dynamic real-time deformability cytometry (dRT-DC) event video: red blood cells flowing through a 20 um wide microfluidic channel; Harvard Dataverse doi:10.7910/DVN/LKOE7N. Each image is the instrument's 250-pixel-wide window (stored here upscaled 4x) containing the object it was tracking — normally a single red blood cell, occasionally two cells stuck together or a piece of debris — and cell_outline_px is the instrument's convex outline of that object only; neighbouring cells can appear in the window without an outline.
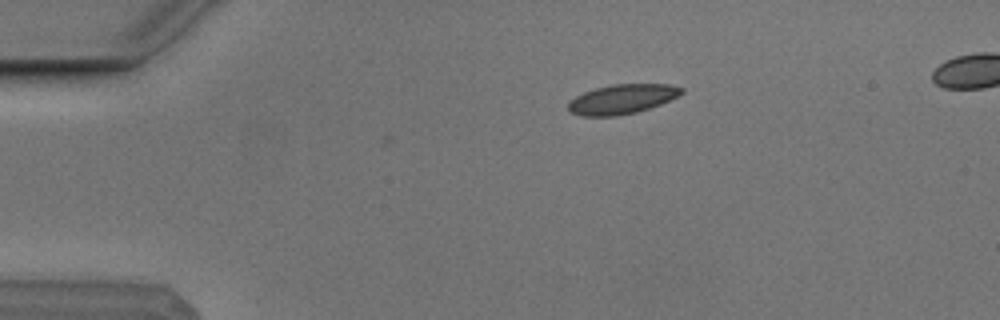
{"species": "Egyptian fruit bat (a non-hibernating species)", "species_latin": "Rousettus aegyptiacus", "temperature_condition": "cold", "stored_images_in_passage": 5, "camera_frame_rate_fps": 3000, "um_per_image_px": 0.085, "animal": {"sex": "male"}, "frame": {"image": 1, "passage_image": 1, "time_ms": 0.0, "image_size_px": [1000, 320], "cell_outline_px": [[684, 92], [660, 104], [636, 112], [616, 116], [580, 116], [568, 112], [568, 104], [576, 96], [584, 92], [596, 88], [612, 84], [672, 84], [684, 88]], "centroid_in_image_um": [52.86, 8.42], "position_along_channel_um": 32.1, "area_um2": 19.42}}
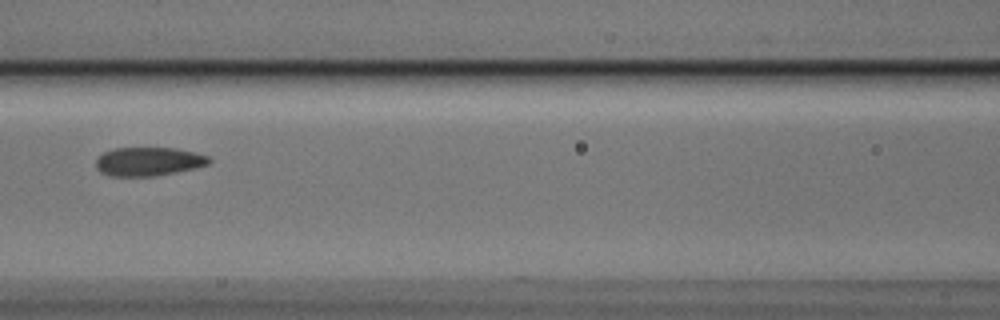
{"frame": {"image": 2, "passage_image": 5, "time_ms": 1.333, "image_size_px": [1000, 320], "cell_outline_px": [[212, 160], [208, 164], [196, 168], [152, 176], [112, 176], [100, 172], [96, 168], [96, 160], [104, 152], [116, 148], [176, 148], [208, 156]], "centroid_in_image_um": [12.62, 13.73], "position_along_channel_um": 154.0, "area_um2": 18.73}}